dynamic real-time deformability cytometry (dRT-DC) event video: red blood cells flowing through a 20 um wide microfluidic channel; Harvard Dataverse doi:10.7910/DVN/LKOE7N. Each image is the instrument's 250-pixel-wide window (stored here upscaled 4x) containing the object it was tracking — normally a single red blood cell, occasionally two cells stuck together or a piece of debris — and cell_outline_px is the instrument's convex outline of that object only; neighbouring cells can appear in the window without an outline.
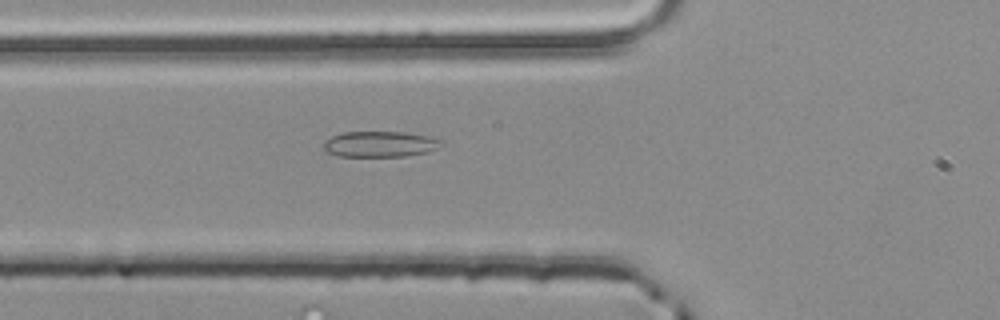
{"species": "common noctule bat (a hibernating species)", "species_latin": "Nyctalus noctula", "temperature_condition": "room temperature", "stored_images_in_passage": 2, "camera_frame_rate_fps": 3000, "um_per_image_px": 0.085, "animal": {"sex": "male", "body_mass_g": 20.4}, "frame": {"image": 1, "passage_image": 2, "time_ms": 0.333, "image_size_px": [1000, 320], "cell_outline_px": [[444, 144], [424, 152], [408, 156], [340, 156], [324, 152], [324, 140], [332, 136], [344, 132], [404, 132], [428, 136], [440, 140]], "centroid_in_image_um": [32.24, 12.25], "position_along_channel_um": 93.6, "area_um2": 17.51}}